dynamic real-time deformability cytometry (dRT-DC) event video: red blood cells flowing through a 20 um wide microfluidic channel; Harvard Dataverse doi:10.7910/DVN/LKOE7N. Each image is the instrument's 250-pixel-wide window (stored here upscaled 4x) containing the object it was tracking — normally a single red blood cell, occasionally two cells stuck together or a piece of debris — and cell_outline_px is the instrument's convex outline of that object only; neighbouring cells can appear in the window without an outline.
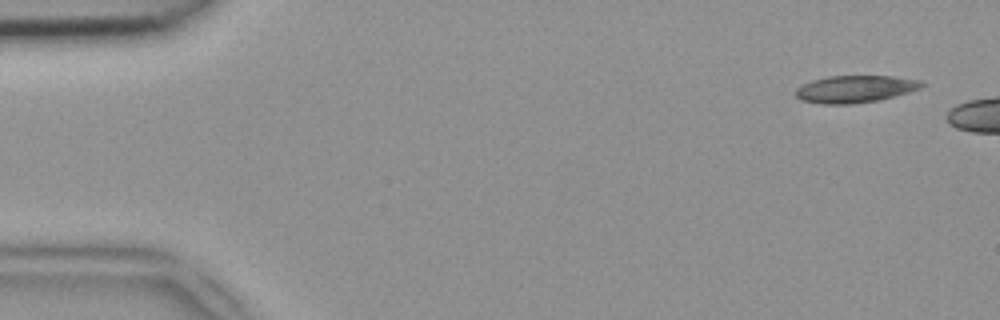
{"species": "common noctule bat (a hibernating species)", "species_latin": "Nyctalus noctula", "temperature_condition": "room temperature", "stored_images_in_passage": 6, "camera_frame_rate_fps": 3000, "um_per_image_px": 0.085, "animal": {"sex": "female", "body_mass_g": 18.4}, "frame": {"image": 1, "passage_image": 1, "time_ms": 0.0, "image_size_px": [1000, 320], "cell_outline_px": [[928, 84], [920, 88], [908, 92], [880, 100], [852, 104], [820, 104], [800, 100], [796, 96], [796, 88], [812, 80], [828, 76], [892, 76], [920, 80]], "centroid_in_image_um": [72.69, 7.57], "position_along_channel_um": 12.3, "area_um2": 20.06}}